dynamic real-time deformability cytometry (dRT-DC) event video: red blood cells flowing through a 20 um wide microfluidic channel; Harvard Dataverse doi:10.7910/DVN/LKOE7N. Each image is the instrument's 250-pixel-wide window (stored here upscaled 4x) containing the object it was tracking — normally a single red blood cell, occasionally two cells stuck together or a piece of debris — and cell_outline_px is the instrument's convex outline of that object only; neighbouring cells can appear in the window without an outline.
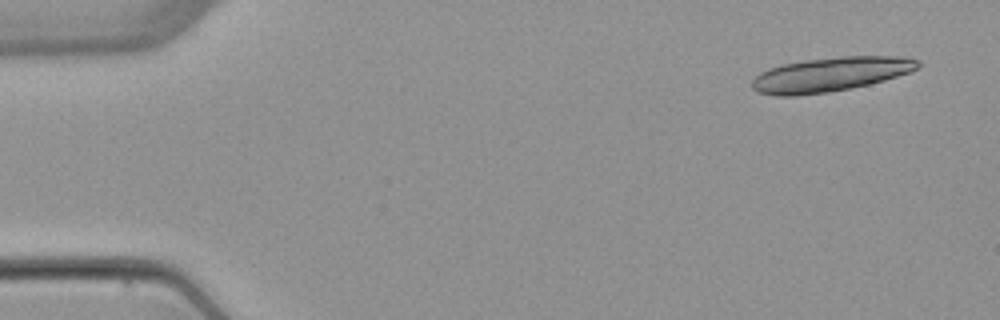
{"species": "common noctule bat (a hibernating species)", "species_latin": "Nyctalus noctula", "temperature_condition": "warm", "stored_images_in_passage": 4, "camera_frame_rate_fps": 3000, "um_per_image_px": 0.085, "animal": {"sex": "female", "body_mass_g": 22.7, "forearm_length_mm": 54.2}, "frame": {"image": 1, "passage_image": 1, "time_ms": 0.0, "image_size_px": [1000, 320], "cell_outline_px": [[920, 68], [912, 72], [884, 80], [852, 88], [828, 92], [796, 96], [776, 96], [756, 92], [752, 88], [752, 80], [760, 72], [768, 68], [780, 64], [804, 60], [840, 56], [908, 56], [920, 60]], "centroid_in_image_um": [70.6, 6.31], "position_along_channel_um": 14.4, "area_um2": 33.7}}